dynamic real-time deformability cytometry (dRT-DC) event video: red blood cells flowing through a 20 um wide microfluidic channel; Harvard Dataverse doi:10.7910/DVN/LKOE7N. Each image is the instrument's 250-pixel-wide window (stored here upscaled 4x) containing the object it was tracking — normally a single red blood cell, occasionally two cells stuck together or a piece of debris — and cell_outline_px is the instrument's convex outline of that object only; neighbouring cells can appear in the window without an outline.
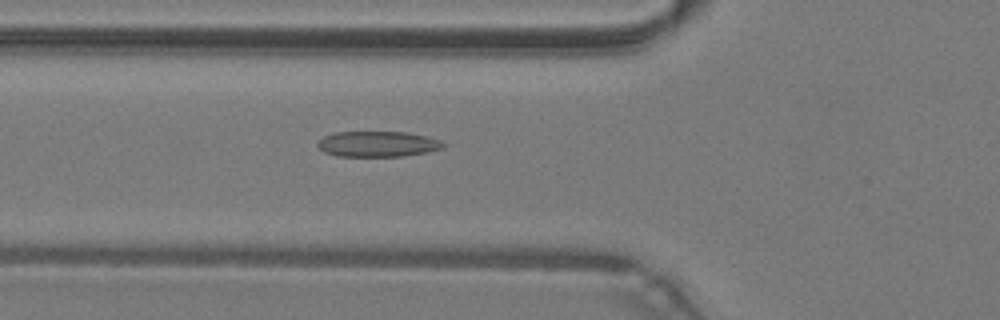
{"species": "common noctule bat (a hibernating species)", "species_latin": "Nyctalus noctula", "temperature_condition": "warm", "stored_images_in_passage": 48, "camera_frame_rate_fps": 3000, "um_per_image_px": 0.085, "animal": {"sex": "male", "body_mass_g": 19.2, "forearm_length_mm": 51.8}, "frame": {"image": 1, "passage_image": 18, "time_ms": 5.667, "image_size_px": [1000, 320], "cell_outline_px": [[444, 148], [428, 152], [404, 156], [336, 156], [324, 152], [316, 144], [324, 136], [336, 132], [408, 132], [428, 136], [440, 140], [444, 144]], "centroid_in_image_um": [32.13, 12.24], "position_along_channel_um": 93.7, "area_um2": 18.79}}
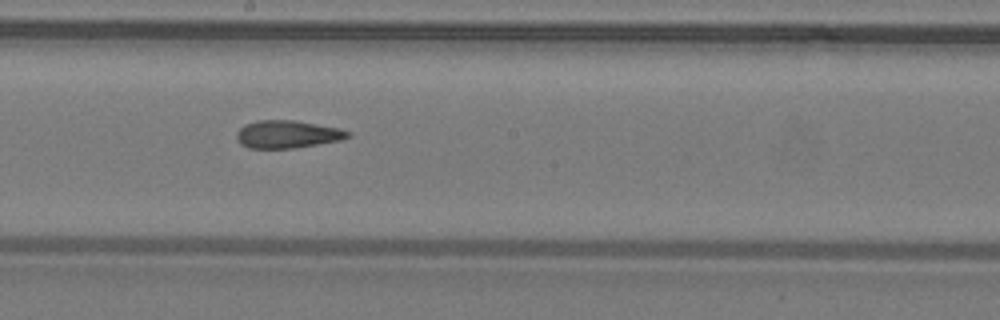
{"frame": {"image": 2, "passage_image": 27, "time_ms": 8.667, "image_size_px": [1000, 320], "cell_outline_px": [[352, 136], [340, 140], [292, 148], [248, 148], [240, 144], [236, 136], [236, 132], [244, 124], [256, 120], [296, 120], [340, 128], [352, 132]], "centroid_in_image_um": [24.43, 11.4], "position_along_channel_um": 223.8, "area_um2": 18.09}}
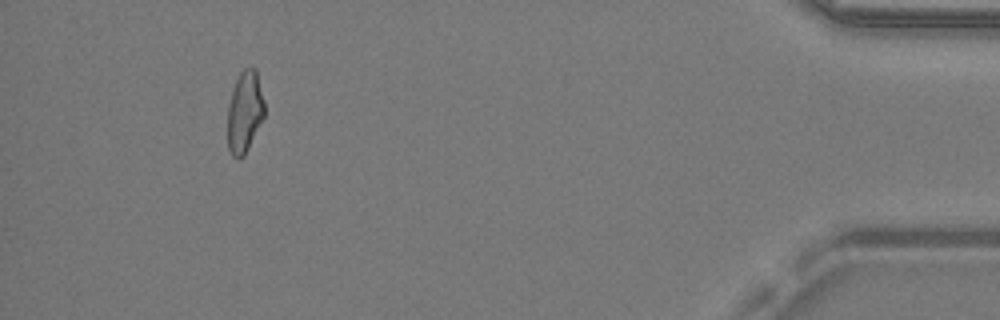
{"frame": {"image": 3, "passage_image": 45, "time_ms": 14.667, "image_size_px": [1000, 320], "cell_outline_px": [[264, 116], [244, 156], [232, 156], [228, 148], [228, 108], [232, 88], [240, 72], [244, 68], [256, 68], [264, 100]], "centroid_in_image_um": [20.8, 9.47], "position_along_channel_um": 414.4, "area_um2": 17.34}, "authors_computed_cell_mechanics": {"area_um2": 18.4671, "velocity_mm_per_s": 4.3192, "shape_relaxation_time_tau1_ms": null, "shape_relaxation_time_tau2_ms": 3.122, "deformation_change_tau1": null, "deformation_change_tau2": 0.1293}}